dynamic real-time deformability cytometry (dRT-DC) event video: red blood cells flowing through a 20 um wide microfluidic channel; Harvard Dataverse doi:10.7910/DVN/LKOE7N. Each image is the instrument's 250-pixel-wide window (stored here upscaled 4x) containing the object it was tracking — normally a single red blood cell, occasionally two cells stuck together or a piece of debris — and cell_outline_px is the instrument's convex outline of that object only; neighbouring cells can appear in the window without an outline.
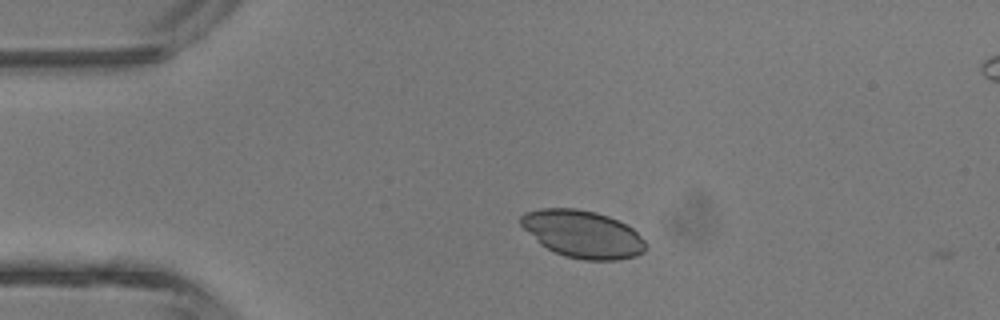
{"species": "common noctule bat (a hibernating species)", "species_latin": "Nyctalus noctula", "temperature_condition": "room temperature", "stored_images_in_passage": 3, "camera_frame_rate_fps": 3000, "um_per_image_px": 0.085, "animal": {"sex": "male", "body_mass_g": 13.3}, "frame": {"image": 1, "passage_image": 1, "time_ms": 0.0, "image_size_px": [1000, 320], "cell_outline_px": [[648, 248], [644, 252], [636, 256], [620, 260], [584, 260], [564, 256], [540, 244], [520, 224], [520, 216], [524, 212], [540, 208], [576, 208], [596, 212], [608, 216], [632, 228], [648, 244]], "centroid_in_image_um": [49.54, 19.9], "position_along_channel_um": 35.5, "area_um2": 34.56}}